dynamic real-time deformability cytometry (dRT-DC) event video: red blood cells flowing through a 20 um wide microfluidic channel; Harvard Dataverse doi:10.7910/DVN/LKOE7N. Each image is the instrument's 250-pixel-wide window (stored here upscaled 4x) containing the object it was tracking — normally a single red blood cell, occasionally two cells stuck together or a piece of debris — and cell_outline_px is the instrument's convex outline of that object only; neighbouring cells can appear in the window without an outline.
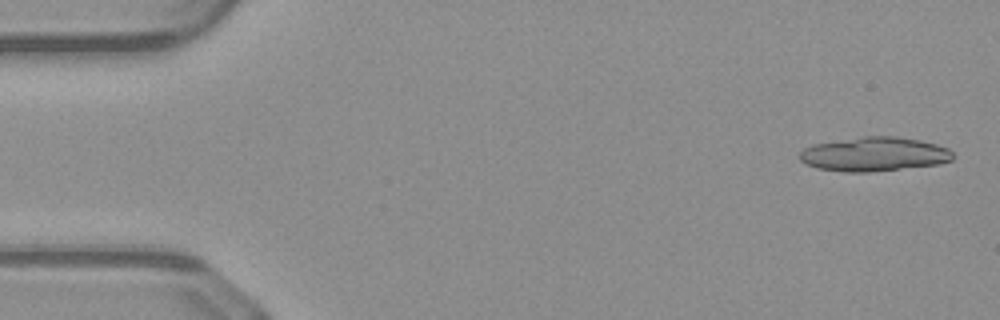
{"species": "common noctule bat (a hibernating species)", "species_latin": "Nyctalus noctula", "temperature_condition": "warm", "stored_images_in_passage": 17, "camera_frame_rate_fps": 3000, "um_per_image_px": 0.085, "animal": {"sex": "male", "body_mass_g": 23.1, "forearm_length_mm": 52.7}, "frame": {"image": 1, "passage_image": 2, "time_ms": 0.333, "image_size_px": [1000, 320], "cell_outline_px": [[956, 156], [952, 160], [940, 164], [868, 172], [844, 172], [816, 168], [804, 164], [800, 160], [800, 152], [804, 148], [812, 144], [864, 136], [896, 136], [920, 140], [936, 144], [948, 148]], "centroid_in_image_um": [74.31, 13.11], "position_along_channel_um": 10.7, "area_um2": 30.69}}